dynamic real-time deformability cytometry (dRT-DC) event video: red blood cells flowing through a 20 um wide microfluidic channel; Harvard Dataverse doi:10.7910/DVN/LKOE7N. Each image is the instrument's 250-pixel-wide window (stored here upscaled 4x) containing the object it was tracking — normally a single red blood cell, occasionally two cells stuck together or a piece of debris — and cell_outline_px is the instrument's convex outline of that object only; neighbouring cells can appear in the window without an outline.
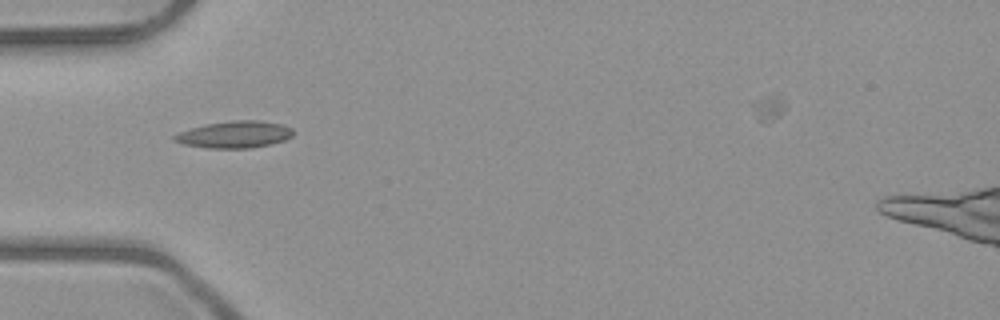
{"species": "common noctule bat (a hibernating species)", "species_latin": "Nyctalus noctula", "temperature_condition": "room temperature", "stored_images_in_passage": 7, "camera_frame_rate_fps": 3000, "um_per_image_px": 0.085, "animal": {"sex": "male", "body_mass_g": 23.1, "forearm_length_mm": 52.7}, "frame": {"image": 1, "passage_image": 5, "time_ms": 5.333, "image_size_px": [1000, 320], "cell_outline_px": [[292, 136], [284, 140], [272, 144], [252, 148], [208, 148], [184, 144], [172, 140], [172, 136], [180, 132], [204, 124], [232, 120], [260, 120], [280, 124], [292, 128]], "centroid_in_image_um": [19.93, 11.43], "position_along_channel_um": 65.1, "area_um2": 18.61}}
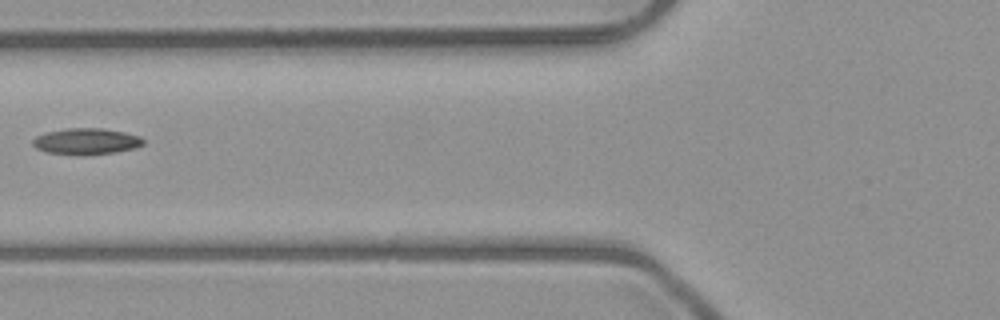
{"frame": {"image": 2, "passage_image": 6, "time_ms": 6.667, "image_size_px": [1000, 320], "cell_outline_px": [[144, 144], [136, 148], [116, 152], [84, 156], [48, 152], [36, 148], [32, 144], [32, 140], [36, 136], [48, 132], [68, 128], [104, 128], [124, 132], [140, 136], [144, 140]], "centroid_in_image_um": [7.36, 12.02], "position_along_channel_um": 118.4, "area_um2": 17.05}}
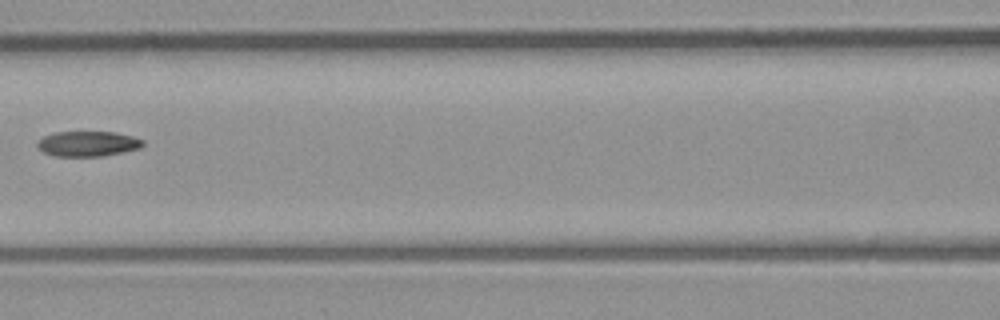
{"frame": {"image": 3, "passage_image": 7, "time_ms": 7.667, "image_size_px": [1000, 320], "cell_outline_px": [[144, 144], [140, 148], [100, 156], [56, 156], [44, 152], [36, 144], [44, 136], [56, 132], [112, 132], [132, 136], [144, 140]], "centroid_in_image_um": [7.47, 12.21], "position_along_channel_um": 159.1, "area_um2": 15.2}}